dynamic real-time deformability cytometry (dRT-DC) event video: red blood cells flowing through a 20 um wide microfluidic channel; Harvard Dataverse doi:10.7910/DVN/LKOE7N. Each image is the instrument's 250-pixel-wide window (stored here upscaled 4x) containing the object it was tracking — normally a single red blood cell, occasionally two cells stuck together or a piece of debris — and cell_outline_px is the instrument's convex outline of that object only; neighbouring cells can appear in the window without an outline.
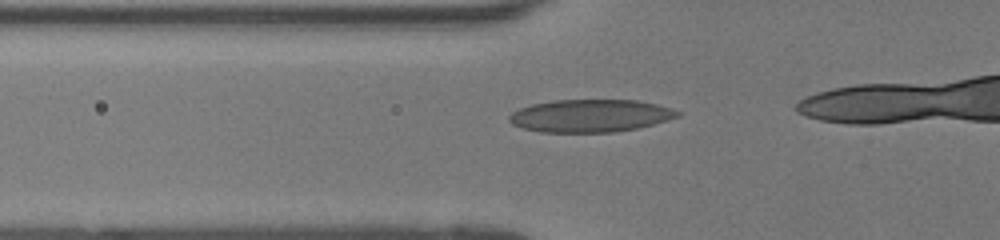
{"species": "human", "species_latin": "Homo sapiens", "temperature_condition": "room temperature", "stored_images_in_passage": 29, "camera_frame_rate_fps": 3000, "um_per_image_px": 0.085, "donor": {"sex": "female"}, "frame": {"image": 1, "passage_image": 14, "time_ms": 4.333, "image_size_px": [1000, 240], "cell_outline_px": [[680, 116], [668, 120], [636, 128], [612, 132], [540, 132], [524, 128], [512, 124], [508, 120], [508, 116], [512, 112], [520, 108], [532, 104], [552, 100], [636, 100], [656, 104], [672, 108], [680, 112]], "centroid_in_image_um": [50.16, 9.83], "position_along_channel_um": 75.6, "area_um2": 31.96}}
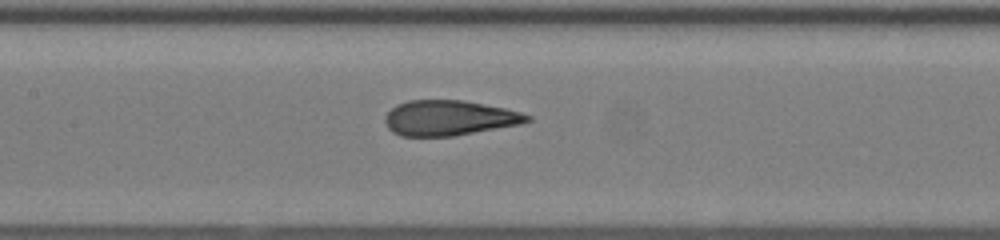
{"frame": {"image": 2, "passage_image": 21, "time_ms": 6.667, "image_size_px": [1000, 240], "cell_outline_px": [[532, 120], [520, 124], [452, 136], [400, 136], [392, 132], [388, 128], [384, 120], [384, 116], [396, 104], [408, 100], [464, 100], [504, 108], [520, 112], [532, 116]], "centroid_in_image_um": [38.15, 10.02], "position_along_channel_um": 169.3, "area_um2": 29.13}}
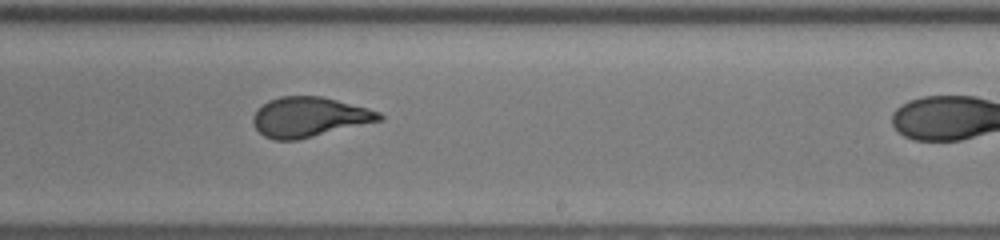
{"frame": {"image": 3, "passage_image": 28, "time_ms": 9.0, "image_size_px": [1000, 240], "cell_outline_px": [[384, 120], [296, 140], [276, 140], [264, 136], [252, 124], [252, 116], [256, 108], [268, 100], [280, 96], [320, 96], [368, 108], [380, 112], [384, 116]], "centroid_in_image_um": [26.26, 9.94], "position_along_channel_um": 262.7, "area_um2": 29.42}}